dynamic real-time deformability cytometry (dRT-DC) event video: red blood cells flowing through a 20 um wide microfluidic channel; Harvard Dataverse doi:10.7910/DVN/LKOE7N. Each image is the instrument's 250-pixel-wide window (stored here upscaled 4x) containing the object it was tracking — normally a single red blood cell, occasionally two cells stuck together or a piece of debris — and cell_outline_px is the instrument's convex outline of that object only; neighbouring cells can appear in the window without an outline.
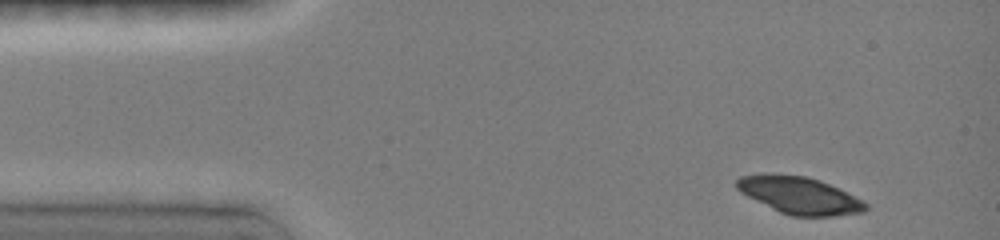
{"species": "common noctule bat (a hibernating species)", "species_latin": "Nyctalus noctula", "temperature_condition": "room temperature", "stored_images_in_passage": 107, "camera_frame_rate_fps": 3000, "um_per_image_px": 0.085, "animal": {"sex": "female", "body_mass_g": 19.0, "forearm_length_mm": 51.5}, "frame": {"image": 1, "passage_image": 4, "time_ms": 0.333, "image_size_px": [1000, 240], "cell_outline_px": [[868, 208], [864, 212], [832, 216], [792, 216], [780, 212], [740, 192], [736, 188], [736, 180], [740, 176], [760, 172], [772, 172], [808, 176], [820, 180], [868, 204]], "centroid_in_image_um": [67.88, 16.57], "position_along_channel_um": 17.1, "area_um2": 27.92}}